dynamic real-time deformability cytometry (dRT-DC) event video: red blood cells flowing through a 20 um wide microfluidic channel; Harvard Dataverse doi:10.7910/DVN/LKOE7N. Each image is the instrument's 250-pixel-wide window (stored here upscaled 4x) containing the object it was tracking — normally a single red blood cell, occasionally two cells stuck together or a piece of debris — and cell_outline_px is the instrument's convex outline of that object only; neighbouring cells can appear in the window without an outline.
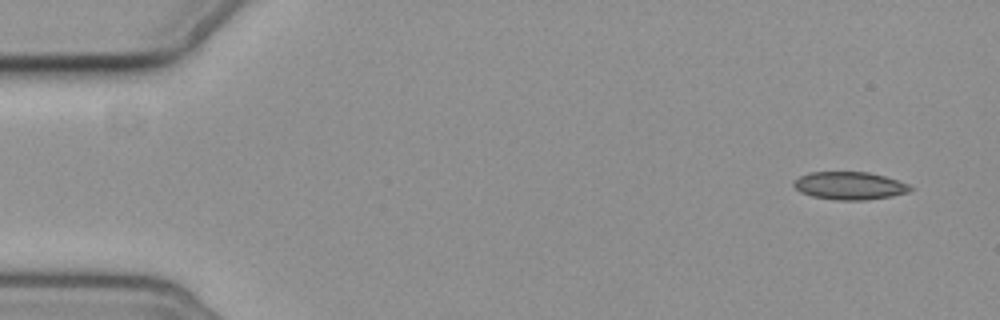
{"species": "common noctule bat (a hibernating species)", "species_latin": "Nyctalus noctula", "temperature_condition": "cold", "stored_images_in_passage": 5, "camera_frame_rate_fps": 3000, "um_per_image_px": 0.085, "animal": {"sex": "female", "body_mass_g": 19.3, "forearm_length_mm": 54.1}, "frame": {"image": 1, "passage_image": 1, "time_ms": 0.0, "image_size_px": [1000, 320], "cell_outline_px": [[912, 188], [908, 192], [892, 196], [868, 200], [836, 200], [812, 196], [800, 192], [792, 184], [792, 180], [808, 172], [868, 172], [884, 176], [908, 184]], "centroid_in_image_um": [72.17, 15.78], "position_along_channel_um": 12.8, "area_um2": 18.9}}
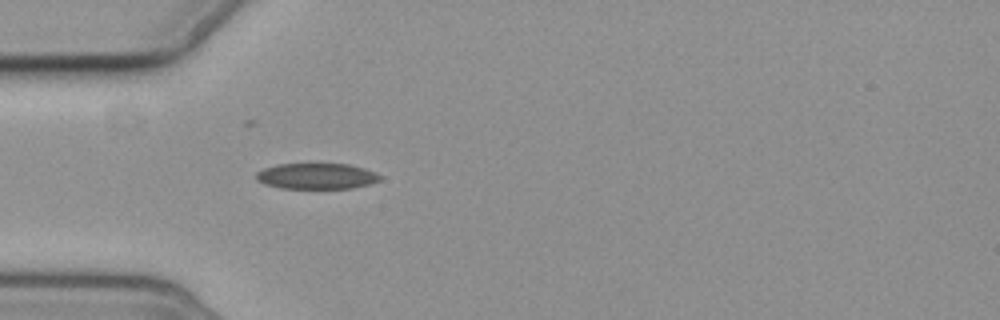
{"frame": {"image": 2, "passage_image": 5, "time_ms": 4.667, "image_size_px": [1000, 320], "cell_outline_px": [[384, 176], [380, 180], [368, 184], [352, 188], [280, 188], [264, 184], [256, 180], [256, 172], [264, 168], [276, 164], [348, 164], [364, 168], [376, 172]], "centroid_in_image_um": [26.91, 14.97], "position_along_channel_um": 58.1, "area_um2": 18.73}}